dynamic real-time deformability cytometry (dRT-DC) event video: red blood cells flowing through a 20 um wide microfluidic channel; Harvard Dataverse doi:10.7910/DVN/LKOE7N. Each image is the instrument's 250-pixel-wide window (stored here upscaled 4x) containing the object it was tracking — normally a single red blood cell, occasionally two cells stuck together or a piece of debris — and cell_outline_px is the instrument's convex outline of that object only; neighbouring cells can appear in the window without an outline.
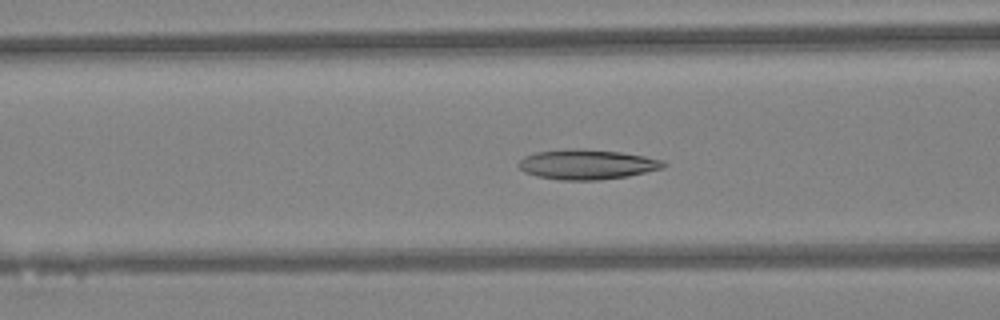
{"species": "Egyptian fruit bat (a non-hibernating species)", "species_latin": "Rousettus aegyptiacus", "temperature_condition": "warm", "stored_images_in_passage": 39, "camera_frame_rate_fps": 3000, "um_per_image_px": 0.085, "animal": {"sex": "female"}, "frame": {"image": 1, "passage_image": 11, "time_ms": 3.333, "image_size_px": [1000, 320], "cell_outline_px": [[668, 164], [664, 168], [628, 176], [600, 180], [560, 180], [536, 176], [524, 172], [516, 164], [524, 156], [536, 152], [568, 148], [576, 148], [620, 152], [644, 156], [664, 160]], "centroid_in_image_um": [49.89, 13.97], "position_along_channel_um": 116.7, "area_um2": 25.49}}
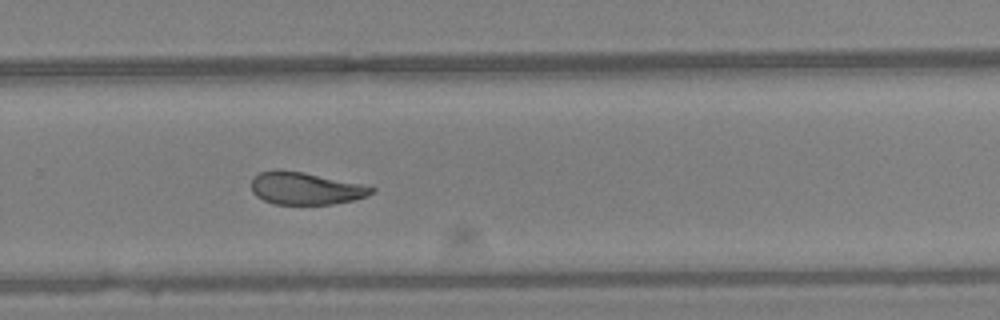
{"frame": {"image": 2, "passage_image": 24, "time_ms": 7.667, "image_size_px": [1000, 320], "cell_outline_px": [[376, 192], [368, 196], [352, 200], [332, 204], [272, 204], [256, 196], [252, 192], [252, 180], [260, 172], [304, 172], [360, 184], [376, 188]], "centroid_in_image_um": [26.02, 16.05], "position_along_channel_um": 303.8, "area_um2": 22.08}}
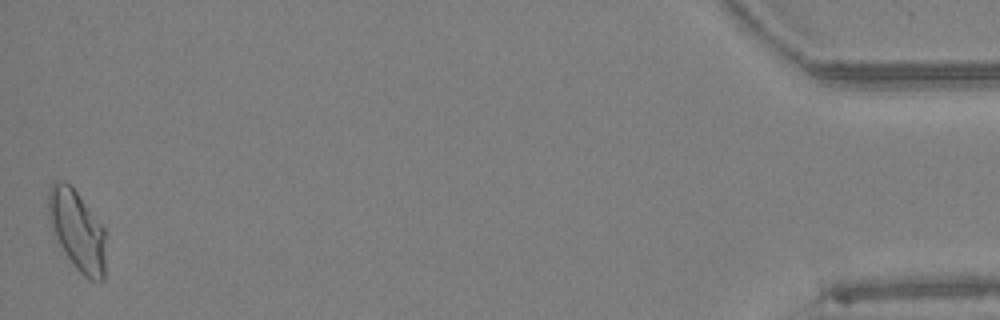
{"frame": {"image": 3, "passage_image": 39, "time_ms": 12.667, "image_size_px": [1000, 320], "cell_outline_px": [[104, 280], [88, 280], [76, 268], [52, 232], [48, 220], [48, 192], [52, 184], [56, 180], [64, 180], [76, 192], [104, 228]], "centroid_in_image_um": [6.53, 19.57], "position_along_channel_um": 428.7, "area_um2": 26.3}, "authors_computed_cell_mechanics": {"area_um2": 24.5072, "velocity_mm_per_s": 4.3312, "shape_relaxation_time_tau1_ms": null, "shape_relaxation_time_tau2_ms": 3.5606, "deformation_change_tau1": null, "deformation_change_tau2": 0.1094}}